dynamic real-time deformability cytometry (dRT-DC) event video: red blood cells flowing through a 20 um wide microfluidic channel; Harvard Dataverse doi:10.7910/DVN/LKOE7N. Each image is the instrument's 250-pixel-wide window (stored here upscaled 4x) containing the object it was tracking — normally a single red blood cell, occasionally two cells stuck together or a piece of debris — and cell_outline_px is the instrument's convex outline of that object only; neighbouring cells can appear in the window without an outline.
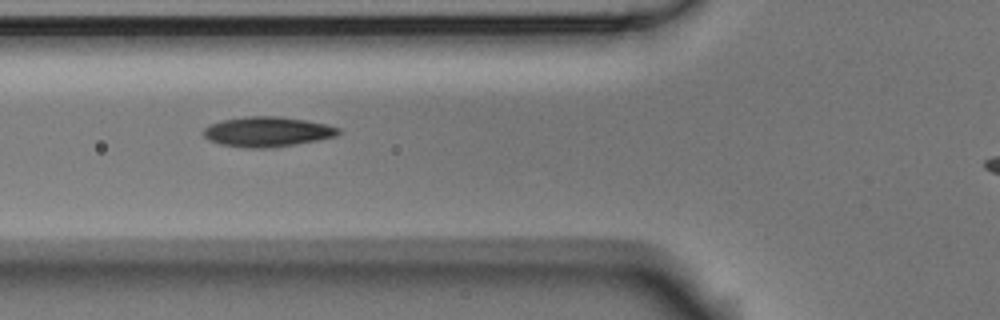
{"species": "Egyptian fruit bat (a non-hibernating species)", "species_latin": "Rousettus aegyptiacus", "temperature_condition": "room temperature", "stored_images_in_passage": 8, "camera_frame_rate_fps": 3000, "um_per_image_px": 0.085, "animal": {"sex": "male"}, "frame": {"image": 1, "passage_image": 4, "time_ms": 1.0, "image_size_px": [1000, 320], "cell_outline_px": [[340, 132], [336, 136], [296, 144], [272, 148], [244, 148], [220, 144], [208, 140], [204, 136], [204, 128], [208, 124], [224, 120], [248, 116], [280, 116], [304, 120], [324, 124], [340, 128]], "centroid_in_image_um": [22.69, 11.2], "position_along_channel_um": 103.1, "area_um2": 23.52}}
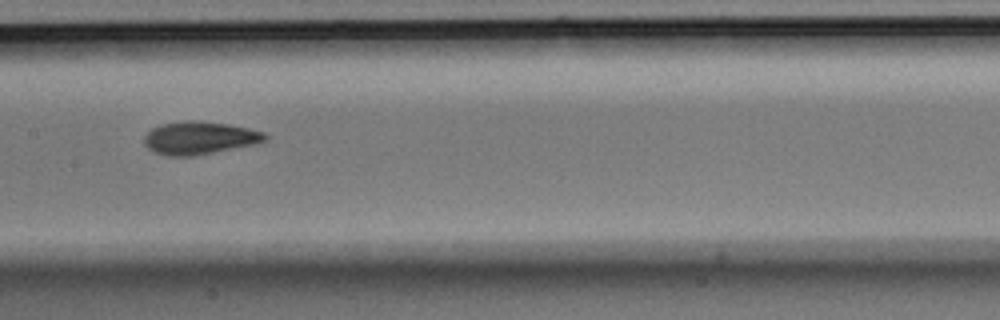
{"frame": {"image": 2, "passage_image": 6, "time_ms": 1.667, "image_size_px": [1000, 320], "cell_outline_px": [[268, 140], [256, 144], [192, 156], [172, 156], [156, 152], [148, 148], [144, 144], [144, 136], [152, 128], [160, 124], [184, 120], [200, 120], [228, 124], [248, 128], [264, 132], [268, 136]], "centroid_in_image_um": [16.97, 11.71], "position_along_channel_um": 190.4, "area_um2": 23.18}}
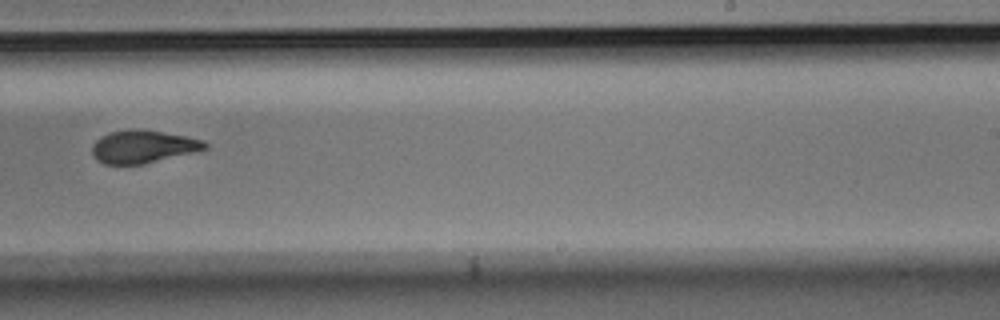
{"frame": {"image": 3, "passage_image": 8, "time_ms": 2.333, "image_size_px": [1000, 320], "cell_outline_px": [[208, 148], [144, 164], [104, 164], [96, 160], [92, 152], [92, 144], [100, 136], [112, 132], [140, 128], [184, 136], [204, 140], [208, 144]], "centroid_in_image_um": [12.13, 12.46], "position_along_channel_um": 276.9, "area_um2": 21.39}}